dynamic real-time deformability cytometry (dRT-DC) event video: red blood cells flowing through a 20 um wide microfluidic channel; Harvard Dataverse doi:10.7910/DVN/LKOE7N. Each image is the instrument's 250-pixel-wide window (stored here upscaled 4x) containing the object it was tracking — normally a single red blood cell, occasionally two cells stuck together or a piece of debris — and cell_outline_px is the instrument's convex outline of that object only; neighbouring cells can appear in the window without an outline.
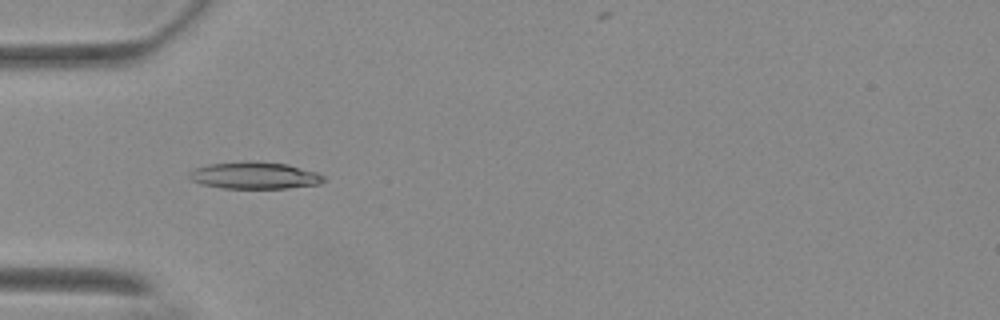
{"species": "Egyptian fruit bat (a non-hibernating species)", "species_latin": "Rousettus aegyptiacus", "temperature_condition": "warm", "stored_images_in_passage": 49, "camera_frame_rate_fps": 3000, "um_per_image_px": 0.085, "animal": {"sex": "female"}, "frame": {"image": 1, "passage_image": 17, "time_ms": 5.333, "image_size_px": [1000, 320], "cell_outline_px": [[324, 180], [320, 184], [288, 188], [224, 188], [200, 184], [192, 180], [188, 176], [188, 172], [196, 168], [212, 164], [244, 160], [256, 160], [288, 164], [316, 172], [324, 176]], "centroid_in_image_um": [21.64, 14.9], "position_along_channel_um": 63.4, "area_um2": 21.27}}
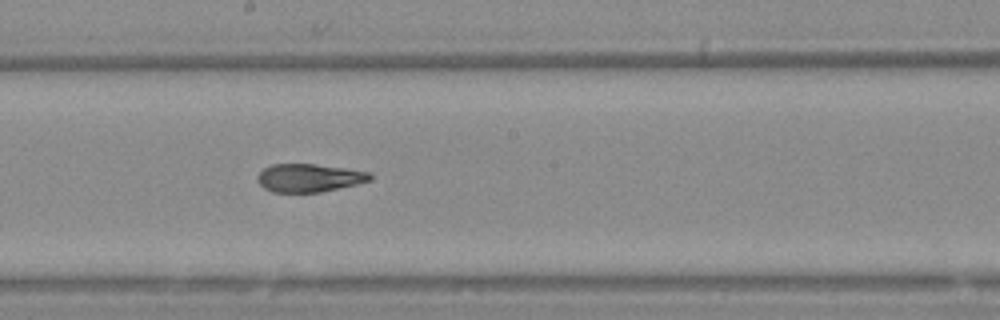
{"frame": {"image": 2, "passage_image": 30, "time_ms": 9.667, "image_size_px": [1000, 320], "cell_outline_px": [[372, 180], [356, 184], [320, 192], [272, 192], [264, 188], [256, 180], [256, 176], [264, 168], [272, 164], [316, 164], [372, 172]], "centroid_in_image_um": [26.27, 15.11], "position_along_channel_um": 221.9, "area_um2": 18.5}}
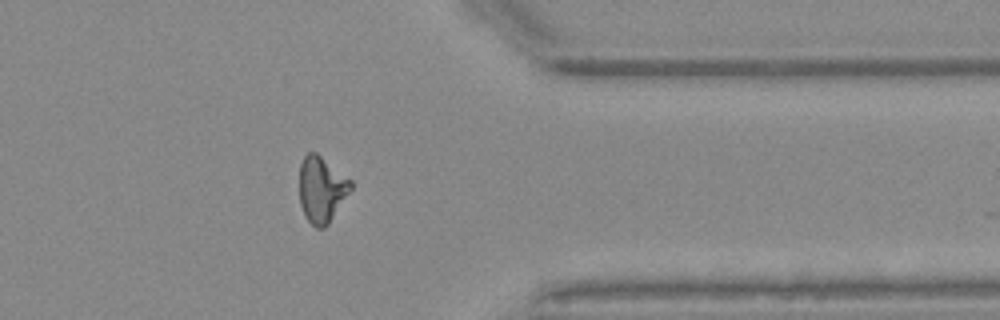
{"frame": {"image": 3, "passage_image": 44, "time_ms": 14.333, "image_size_px": [1000, 320], "cell_outline_px": [[352, 188], [328, 224], [324, 228], [316, 228], [304, 216], [300, 204], [300, 164], [304, 156], [308, 152], [316, 152], [352, 180]], "centroid_in_image_um": [27.33, 16.09], "position_along_channel_um": 384.1, "area_um2": 19.71}, "authors_computed_cell_mechanics": {"area_um2": 19.8832, "velocity_mm_per_s": 3.7055, "shape_relaxation_time_tau1_ms": 8.1589, "shape_relaxation_time_tau2_ms": 2.3122, "deformation_change_tau1": 0.2328, "deformation_change_tau2": 0.0996}}